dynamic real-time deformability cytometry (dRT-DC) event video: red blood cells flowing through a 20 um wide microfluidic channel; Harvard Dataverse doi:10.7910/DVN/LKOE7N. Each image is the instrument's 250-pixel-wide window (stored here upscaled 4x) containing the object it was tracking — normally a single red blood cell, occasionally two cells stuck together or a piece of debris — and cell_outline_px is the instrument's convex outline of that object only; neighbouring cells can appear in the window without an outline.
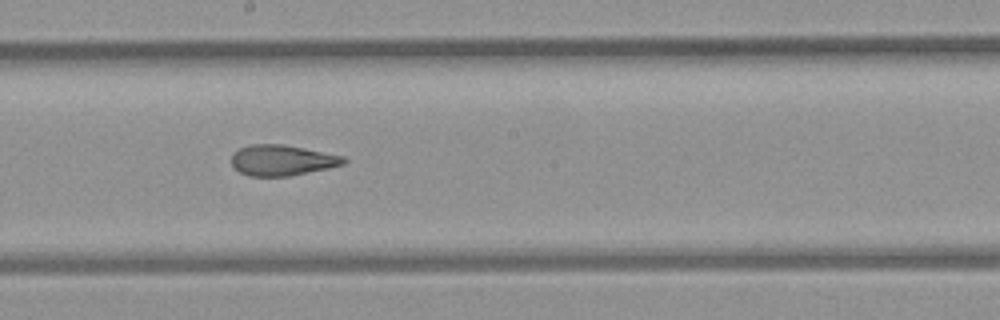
{"species": "common noctule bat (a hibernating species)", "species_latin": "Nyctalus noctula", "temperature_condition": "room temperature", "stored_images_in_passage": 10, "camera_frame_rate_fps": 3000, "um_per_image_px": 0.085, "animal": {"sex": "female", "body_mass_g": 21.9}, "frame": {"image": 1, "passage_image": 9, "time_ms": 9.0, "image_size_px": [1000, 320], "cell_outline_px": [[348, 160], [344, 164], [328, 168], [288, 176], [248, 176], [240, 172], [232, 164], [232, 156], [240, 148], [252, 144], [280, 144], [304, 148], [344, 156]], "centroid_in_image_um": [24.0, 13.62], "position_along_channel_um": 224.2, "area_um2": 19.83}}
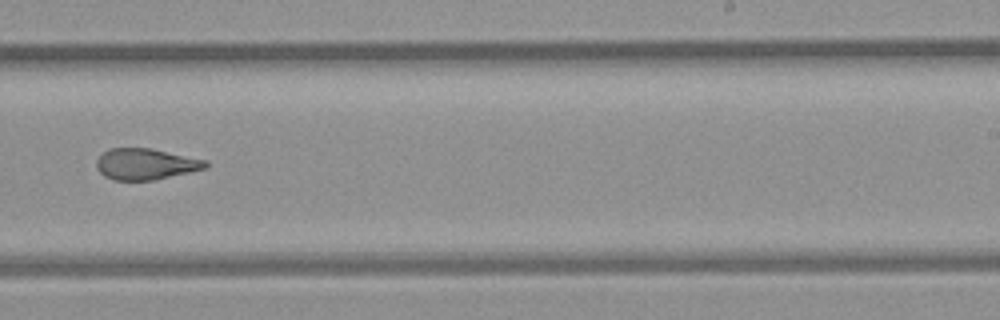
{"frame": {"image": 2, "passage_image": 10, "time_ms": 10.333, "image_size_px": [1000, 320], "cell_outline_px": [[208, 168], [152, 180], [112, 180], [104, 176], [96, 168], [96, 160], [108, 148], [152, 148], [208, 160]], "centroid_in_image_um": [12.39, 13.94], "position_along_channel_um": 276.6, "area_um2": 19.94}}